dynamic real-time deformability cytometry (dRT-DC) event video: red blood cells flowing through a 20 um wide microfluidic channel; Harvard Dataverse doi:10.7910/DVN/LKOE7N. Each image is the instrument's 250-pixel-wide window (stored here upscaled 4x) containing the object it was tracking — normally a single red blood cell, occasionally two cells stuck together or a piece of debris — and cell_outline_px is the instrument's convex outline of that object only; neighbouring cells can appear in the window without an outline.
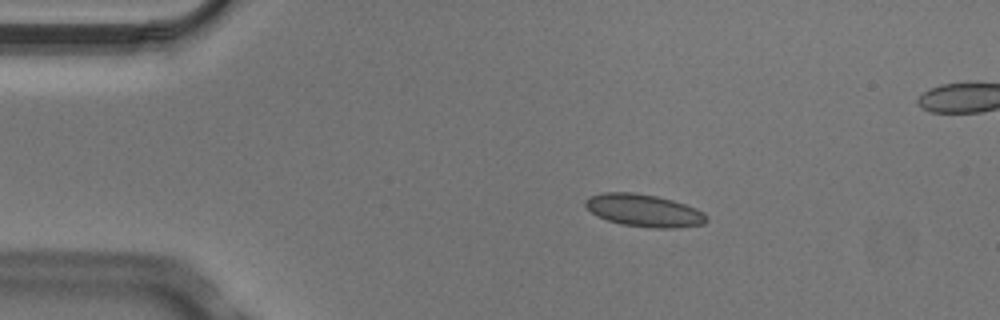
{"species": "Egyptian fruit bat (a non-hibernating species)", "species_latin": "Rousettus aegyptiacus", "temperature_condition": "cold", "stored_images_in_passage": 4, "camera_frame_rate_fps": 3000, "um_per_image_px": 0.085, "animal": {"sex": "male"}, "frame": {"image": 1, "passage_image": 2, "time_ms": 0.333, "image_size_px": [1000, 320], "cell_outline_px": [[708, 220], [704, 224], [680, 228], [656, 228], [620, 224], [596, 216], [584, 204], [584, 200], [588, 196], [604, 192], [632, 192], [656, 196], [672, 200], [696, 208], [704, 212], [708, 216]], "centroid_in_image_um": [54.75, 17.89], "position_along_channel_um": 30.3, "area_um2": 23.06}}